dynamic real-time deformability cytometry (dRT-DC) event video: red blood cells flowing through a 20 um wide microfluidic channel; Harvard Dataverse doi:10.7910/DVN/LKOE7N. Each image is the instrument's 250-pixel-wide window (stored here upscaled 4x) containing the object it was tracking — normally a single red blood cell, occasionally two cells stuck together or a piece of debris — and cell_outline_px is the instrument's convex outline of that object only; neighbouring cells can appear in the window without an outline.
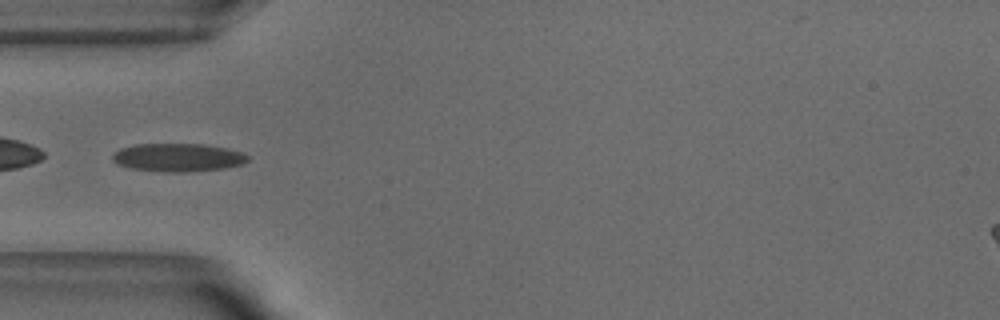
{"species": "common noctule bat (a hibernating species)", "species_latin": "Nyctalus noctula", "temperature_condition": "warm", "stored_images_in_passage": 36, "camera_frame_rate_fps": 3000, "um_per_image_px": 0.085, "animal": {"sex": "male", "body_mass_g": 18.8}, "frame": {"image": 1, "passage_image": 1, "time_ms": 0.0, "image_size_px": [1000, 320], "cell_outline_px": [[248, 160], [244, 164], [224, 168], [188, 172], [160, 172], [132, 168], [116, 164], [112, 160], [112, 156], [120, 148], [136, 144], [204, 144], [244, 152], [248, 156]], "centroid_in_image_um": [15.13, 13.39], "position_along_channel_um": 69.9, "area_um2": 22.31}}